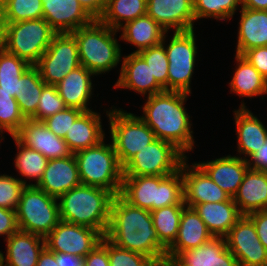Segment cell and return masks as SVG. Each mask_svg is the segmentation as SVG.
I'll use <instances>...</instances> for the list:
<instances>
[{
  "label": "cell",
  "instance_id": "14",
  "mask_svg": "<svg viewBox=\"0 0 267 266\" xmlns=\"http://www.w3.org/2000/svg\"><path fill=\"white\" fill-rule=\"evenodd\" d=\"M228 250L240 266H267V250L260 242L253 221L243 215L225 236Z\"/></svg>",
  "mask_w": 267,
  "mask_h": 266
},
{
  "label": "cell",
  "instance_id": "22",
  "mask_svg": "<svg viewBox=\"0 0 267 266\" xmlns=\"http://www.w3.org/2000/svg\"><path fill=\"white\" fill-rule=\"evenodd\" d=\"M221 189L234 197L249 169L248 162L229 154L216 159L195 162Z\"/></svg>",
  "mask_w": 267,
  "mask_h": 266
},
{
  "label": "cell",
  "instance_id": "25",
  "mask_svg": "<svg viewBox=\"0 0 267 266\" xmlns=\"http://www.w3.org/2000/svg\"><path fill=\"white\" fill-rule=\"evenodd\" d=\"M6 255L1 251V266H37L45 238L18 230L6 240Z\"/></svg>",
  "mask_w": 267,
  "mask_h": 266
},
{
  "label": "cell",
  "instance_id": "11",
  "mask_svg": "<svg viewBox=\"0 0 267 266\" xmlns=\"http://www.w3.org/2000/svg\"><path fill=\"white\" fill-rule=\"evenodd\" d=\"M188 157L173 143L156 139L123 167L124 176H169L180 170Z\"/></svg>",
  "mask_w": 267,
  "mask_h": 266
},
{
  "label": "cell",
  "instance_id": "29",
  "mask_svg": "<svg viewBox=\"0 0 267 266\" xmlns=\"http://www.w3.org/2000/svg\"><path fill=\"white\" fill-rule=\"evenodd\" d=\"M105 130L102 126L101 113L90 110L84 111L67 131L65 142L69 150L75 152L93 147L99 144L105 137Z\"/></svg>",
  "mask_w": 267,
  "mask_h": 266
},
{
  "label": "cell",
  "instance_id": "13",
  "mask_svg": "<svg viewBox=\"0 0 267 266\" xmlns=\"http://www.w3.org/2000/svg\"><path fill=\"white\" fill-rule=\"evenodd\" d=\"M103 237L96 229L60 221L45 237V246L54 253L84 258Z\"/></svg>",
  "mask_w": 267,
  "mask_h": 266
},
{
  "label": "cell",
  "instance_id": "47",
  "mask_svg": "<svg viewBox=\"0 0 267 266\" xmlns=\"http://www.w3.org/2000/svg\"><path fill=\"white\" fill-rule=\"evenodd\" d=\"M242 56L267 80V46L247 50Z\"/></svg>",
  "mask_w": 267,
  "mask_h": 266
},
{
  "label": "cell",
  "instance_id": "40",
  "mask_svg": "<svg viewBox=\"0 0 267 266\" xmlns=\"http://www.w3.org/2000/svg\"><path fill=\"white\" fill-rule=\"evenodd\" d=\"M26 120L16 98L0 87V144L5 139L3 132L14 136Z\"/></svg>",
  "mask_w": 267,
  "mask_h": 266
},
{
  "label": "cell",
  "instance_id": "49",
  "mask_svg": "<svg viewBox=\"0 0 267 266\" xmlns=\"http://www.w3.org/2000/svg\"><path fill=\"white\" fill-rule=\"evenodd\" d=\"M247 216L253 221L258 238L267 250V210L256 211Z\"/></svg>",
  "mask_w": 267,
  "mask_h": 266
},
{
  "label": "cell",
  "instance_id": "15",
  "mask_svg": "<svg viewBox=\"0 0 267 266\" xmlns=\"http://www.w3.org/2000/svg\"><path fill=\"white\" fill-rule=\"evenodd\" d=\"M188 159L189 156L180 166L184 182V203L187 207L228 201L231 198L195 162L188 164Z\"/></svg>",
  "mask_w": 267,
  "mask_h": 266
},
{
  "label": "cell",
  "instance_id": "27",
  "mask_svg": "<svg viewBox=\"0 0 267 266\" xmlns=\"http://www.w3.org/2000/svg\"><path fill=\"white\" fill-rule=\"evenodd\" d=\"M235 54L267 46V10L241 7Z\"/></svg>",
  "mask_w": 267,
  "mask_h": 266
},
{
  "label": "cell",
  "instance_id": "2",
  "mask_svg": "<svg viewBox=\"0 0 267 266\" xmlns=\"http://www.w3.org/2000/svg\"><path fill=\"white\" fill-rule=\"evenodd\" d=\"M191 94L178 91H163L147 100L139 117L154 132L156 138L173 143L185 155L193 151L195 137L193 136L191 116L185 108Z\"/></svg>",
  "mask_w": 267,
  "mask_h": 266
},
{
  "label": "cell",
  "instance_id": "18",
  "mask_svg": "<svg viewBox=\"0 0 267 266\" xmlns=\"http://www.w3.org/2000/svg\"><path fill=\"white\" fill-rule=\"evenodd\" d=\"M120 69L113 89H128L144 97L165 91L156 82L146 61L138 53L131 52L123 56Z\"/></svg>",
  "mask_w": 267,
  "mask_h": 266
},
{
  "label": "cell",
  "instance_id": "41",
  "mask_svg": "<svg viewBox=\"0 0 267 266\" xmlns=\"http://www.w3.org/2000/svg\"><path fill=\"white\" fill-rule=\"evenodd\" d=\"M138 54L146 61L156 82L167 91L168 58L164 45L143 49Z\"/></svg>",
  "mask_w": 267,
  "mask_h": 266
},
{
  "label": "cell",
  "instance_id": "33",
  "mask_svg": "<svg viewBox=\"0 0 267 266\" xmlns=\"http://www.w3.org/2000/svg\"><path fill=\"white\" fill-rule=\"evenodd\" d=\"M147 0H106L105 8L98 20L118 30L125 23L146 15Z\"/></svg>",
  "mask_w": 267,
  "mask_h": 266
},
{
  "label": "cell",
  "instance_id": "17",
  "mask_svg": "<svg viewBox=\"0 0 267 266\" xmlns=\"http://www.w3.org/2000/svg\"><path fill=\"white\" fill-rule=\"evenodd\" d=\"M146 14L167 32L194 30L193 0H147Z\"/></svg>",
  "mask_w": 267,
  "mask_h": 266
},
{
  "label": "cell",
  "instance_id": "1",
  "mask_svg": "<svg viewBox=\"0 0 267 266\" xmlns=\"http://www.w3.org/2000/svg\"><path fill=\"white\" fill-rule=\"evenodd\" d=\"M104 237L119 248L144 254L159 266H167L166 252L159 245L150 211L131 205L120 194L112 200Z\"/></svg>",
  "mask_w": 267,
  "mask_h": 266
},
{
  "label": "cell",
  "instance_id": "5",
  "mask_svg": "<svg viewBox=\"0 0 267 266\" xmlns=\"http://www.w3.org/2000/svg\"><path fill=\"white\" fill-rule=\"evenodd\" d=\"M120 195L131 205L150 212L185 205L181 170L169 176H123Z\"/></svg>",
  "mask_w": 267,
  "mask_h": 266
},
{
  "label": "cell",
  "instance_id": "10",
  "mask_svg": "<svg viewBox=\"0 0 267 266\" xmlns=\"http://www.w3.org/2000/svg\"><path fill=\"white\" fill-rule=\"evenodd\" d=\"M195 31L173 32L172 37L168 38L170 40L166 39L167 32L163 38L162 44L169 62L167 91L192 94L191 80L196 67V57H198Z\"/></svg>",
  "mask_w": 267,
  "mask_h": 266
},
{
  "label": "cell",
  "instance_id": "24",
  "mask_svg": "<svg viewBox=\"0 0 267 266\" xmlns=\"http://www.w3.org/2000/svg\"><path fill=\"white\" fill-rule=\"evenodd\" d=\"M213 235L205 223L191 207H185L181 214L180 225L174 243L167 249V264L179 253L208 242Z\"/></svg>",
  "mask_w": 267,
  "mask_h": 266
},
{
  "label": "cell",
  "instance_id": "44",
  "mask_svg": "<svg viewBox=\"0 0 267 266\" xmlns=\"http://www.w3.org/2000/svg\"><path fill=\"white\" fill-rule=\"evenodd\" d=\"M25 186L17 176L0 173V207L16 210Z\"/></svg>",
  "mask_w": 267,
  "mask_h": 266
},
{
  "label": "cell",
  "instance_id": "16",
  "mask_svg": "<svg viewBox=\"0 0 267 266\" xmlns=\"http://www.w3.org/2000/svg\"><path fill=\"white\" fill-rule=\"evenodd\" d=\"M14 137L22 145L38 151L48 160L72 154L65 140L51 132L43 121L27 119Z\"/></svg>",
  "mask_w": 267,
  "mask_h": 266
},
{
  "label": "cell",
  "instance_id": "8",
  "mask_svg": "<svg viewBox=\"0 0 267 266\" xmlns=\"http://www.w3.org/2000/svg\"><path fill=\"white\" fill-rule=\"evenodd\" d=\"M105 110L109 122L110 141L120 162L124 167L138 151L145 148L157 138L148 125L135 113L127 112L114 105Z\"/></svg>",
  "mask_w": 267,
  "mask_h": 266
},
{
  "label": "cell",
  "instance_id": "19",
  "mask_svg": "<svg viewBox=\"0 0 267 266\" xmlns=\"http://www.w3.org/2000/svg\"><path fill=\"white\" fill-rule=\"evenodd\" d=\"M43 17L56 33H72L95 19L78 0H42Z\"/></svg>",
  "mask_w": 267,
  "mask_h": 266
},
{
  "label": "cell",
  "instance_id": "51",
  "mask_svg": "<svg viewBox=\"0 0 267 266\" xmlns=\"http://www.w3.org/2000/svg\"><path fill=\"white\" fill-rule=\"evenodd\" d=\"M78 1L94 19H98L102 15L106 4V0H78Z\"/></svg>",
  "mask_w": 267,
  "mask_h": 266
},
{
  "label": "cell",
  "instance_id": "39",
  "mask_svg": "<svg viewBox=\"0 0 267 266\" xmlns=\"http://www.w3.org/2000/svg\"><path fill=\"white\" fill-rule=\"evenodd\" d=\"M242 7V0H193L195 20L214 19L227 22L232 20Z\"/></svg>",
  "mask_w": 267,
  "mask_h": 266
},
{
  "label": "cell",
  "instance_id": "12",
  "mask_svg": "<svg viewBox=\"0 0 267 266\" xmlns=\"http://www.w3.org/2000/svg\"><path fill=\"white\" fill-rule=\"evenodd\" d=\"M35 66L46 84L56 86L69 72L81 66L74 35L56 33Z\"/></svg>",
  "mask_w": 267,
  "mask_h": 266
},
{
  "label": "cell",
  "instance_id": "50",
  "mask_svg": "<svg viewBox=\"0 0 267 266\" xmlns=\"http://www.w3.org/2000/svg\"><path fill=\"white\" fill-rule=\"evenodd\" d=\"M247 162L251 170L267 171V140Z\"/></svg>",
  "mask_w": 267,
  "mask_h": 266
},
{
  "label": "cell",
  "instance_id": "31",
  "mask_svg": "<svg viewBox=\"0 0 267 266\" xmlns=\"http://www.w3.org/2000/svg\"><path fill=\"white\" fill-rule=\"evenodd\" d=\"M120 41L130 43L139 51L162 43L167 31L147 14L125 23L118 29Z\"/></svg>",
  "mask_w": 267,
  "mask_h": 266
},
{
  "label": "cell",
  "instance_id": "6",
  "mask_svg": "<svg viewBox=\"0 0 267 266\" xmlns=\"http://www.w3.org/2000/svg\"><path fill=\"white\" fill-rule=\"evenodd\" d=\"M81 184L109 190L114 196L121 193L123 167L112 142L99 144L74 153Z\"/></svg>",
  "mask_w": 267,
  "mask_h": 266
},
{
  "label": "cell",
  "instance_id": "28",
  "mask_svg": "<svg viewBox=\"0 0 267 266\" xmlns=\"http://www.w3.org/2000/svg\"><path fill=\"white\" fill-rule=\"evenodd\" d=\"M233 201L242 215L267 210V171L248 169Z\"/></svg>",
  "mask_w": 267,
  "mask_h": 266
},
{
  "label": "cell",
  "instance_id": "34",
  "mask_svg": "<svg viewBox=\"0 0 267 266\" xmlns=\"http://www.w3.org/2000/svg\"><path fill=\"white\" fill-rule=\"evenodd\" d=\"M11 138L17 146L13 163L19 176H21L18 179L25 185H37L42 179L49 160L38 151L22 145L14 136ZM25 179L34 181V184Z\"/></svg>",
  "mask_w": 267,
  "mask_h": 266
},
{
  "label": "cell",
  "instance_id": "30",
  "mask_svg": "<svg viewBox=\"0 0 267 266\" xmlns=\"http://www.w3.org/2000/svg\"><path fill=\"white\" fill-rule=\"evenodd\" d=\"M213 237H225L243 216L233 198L223 202H208L192 207Z\"/></svg>",
  "mask_w": 267,
  "mask_h": 266
},
{
  "label": "cell",
  "instance_id": "36",
  "mask_svg": "<svg viewBox=\"0 0 267 266\" xmlns=\"http://www.w3.org/2000/svg\"><path fill=\"white\" fill-rule=\"evenodd\" d=\"M185 207L186 205H172L150 212L154 229L159 237V245L165 252L177 237L181 214Z\"/></svg>",
  "mask_w": 267,
  "mask_h": 266
},
{
  "label": "cell",
  "instance_id": "32",
  "mask_svg": "<svg viewBox=\"0 0 267 266\" xmlns=\"http://www.w3.org/2000/svg\"><path fill=\"white\" fill-rule=\"evenodd\" d=\"M235 71L229 82L230 92L241 98L267 95V80L242 55L235 54ZM264 95V96H263Z\"/></svg>",
  "mask_w": 267,
  "mask_h": 266
},
{
  "label": "cell",
  "instance_id": "9",
  "mask_svg": "<svg viewBox=\"0 0 267 266\" xmlns=\"http://www.w3.org/2000/svg\"><path fill=\"white\" fill-rule=\"evenodd\" d=\"M20 231L45 238L61 221L58 199L36 185H26L16 208Z\"/></svg>",
  "mask_w": 267,
  "mask_h": 266
},
{
  "label": "cell",
  "instance_id": "7",
  "mask_svg": "<svg viewBox=\"0 0 267 266\" xmlns=\"http://www.w3.org/2000/svg\"><path fill=\"white\" fill-rule=\"evenodd\" d=\"M55 34L44 18L0 23V46L35 66Z\"/></svg>",
  "mask_w": 267,
  "mask_h": 266
},
{
  "label": "cell",
  "instance_id": "20",
  "mask_svg": "<svg viewBox=\"0 0 267 266\" xmlns=\"http://www.w3.org/2000/svg\"><path fill=\"white\" fill-rule=\"evenodd\" d=\"M238 109H234V124L236 125L237 154L236 156L246 161L267 140V125L248 109L245 102H240ZM242 155V157H241Z\"/></svg>",
  "mask_w": 267,
  "mask_h": 266
},
{
  "label": "cell",
  "instance_id": "37",
  "mask_svg": "<svg viewBox=\"0 0 267 266\" xmlns=\"http://www.w3.org/2000/svg\"><path fill=\"white\" fill-rule=\"evenodd\" d=\"M30 66L0 46V87L17 99L19 78Z\"/></svg>",
  "mask_w": 267,
  "mask_h": 266
},
{
  "label": "cell",
  "instance_id": "54",
  "mask_svg": "<svg viewBox=\"0 0 267 266\" xmlns=\"http://www.w3.org/2000/svg\"><path fill=\"white\" fill-rule=\"evenodd\" d=\"M242 7L254 10H267V0H242Z\"/></svg>",
  "mask_w": 267,
  "mask_h": 266
},
{
  "label": "cell",
  "instance_id": "45",
  "mask_svg": "<svg viewBox=\"0 0 267 266\" xmlns=\"http://www.w3.org/2000/svg\"><path fill=\"white\" fill-rule=\"evenodd\" d=\"M81 109L66 107L64 110L48 117L43 122L48 129L57 137L65 138L67 131L71 128V124L83 113Z\"/></svg>",
  "mask_w": 267,
  "mask_h": 266
},
{
  "label": "cell",
  "instance_id": "35",
  "mask_svg": "<svg viewBox=\"0 0 267 266\" xmlns=\"http://www.w3.org/2000/svg\"><path fill=\"white\" fill-rule=\"evenodd\" d=\"M46 83L42 80L36 66H30L19 78L18 106L26 119H30L37 110L41 92Z\"/></svg>",
  "mask_w": 267,
  "mask_h": 266
},
{
  "label": "cell",
  "instance_id": "42",
  "mask_svg": "<svg viewBox=\"0 0 267 266\" xmlns=\"http://www.w3.org/2000/svg\"><path fill=\"white\" fill-rule=\"evenodd\" d=\"M66 107L56 86L46 84L42 89L36 113L30 119L44 121L48 117L64 110Z\"/></svg>",
  "mask_w": 267,
  "mask_h": 266
},
{
  "label": "cell",
  "instance_id": "23",
  "mask_svg": "<svg viewBox=\"0 0 267 266\" xmlns=\"http://www.w3.org/2000/svg\"><path fill=\"white\" fill-rule=\"evenodd\" d=\"M80 184L77 160L72 153L64 158L49 160L42 179L36 186L58 199Z\"/></svg>",
  "mask_w": 267,
  "mask_h": 266
},
{
  "label": "cell",
  "instance_id": "48",
  "mask_svg": "<svg viewBox=\"0 0 267 266\" xmlns=\"http://www.w3.org/2000/svg\"><path fill=\"white\" fill-rule=\"evenodd\" d=\"M19 230L16 211L0 207V236L6 240Z\"/></svg>",
  "mask_w": 267,
  "mask_h": 266
},
{
  "label": "cell",
  "instance_id": "38",
  "mask_svg": "<svg viewBox=\"0 0 267 266\" xmlns=\"http://www.w3.org/2000/svg\"><path fill=\"white\" fill-rule=\"evenodd\" d=\"M42 17V0H0V23H14Z\"/></svg>",
  "mask_w": 267,
  "mask_h": 266
},
{
  "label": "cell",
  "instance_id": "21",
  "mask_svg": "<svg viewBox=\"0 0 267 266\" xmlns=\"http://www.w3.org/2000/svg\"><path fill=\"white\" fill-rule=\"evenodd\" d=\"M167 266H240L225 237H213L197 248L179 252Z\"/></svg>",
  "mask_w": 267,
  "mask_h": 266
},
{
  "label": "cell",
  "instance_id": "3",
  "mask_svg": "<svg viewBox=\"0 0 267 266\" xmlns=\"http://www.w3.org/2000/svg\"><path fill=\"white\" fill-rule=\"evenodd\" d=\"M113 198L109 190L80 184L58 198L60 219L96 229L105 236Z\"/></svg>",
  "mask_w": 267,
  "mask_h": 266
},
{
  "label": "cell",
  "instance_id": "46",
  "mask_svg": "<svg viewBox=\"0 0 267 266\" xmlns=\"http://www.w3.org/2000/svg\"><path fill=\"white\" fill-rule=\"evenodd\" d=\"M84 266H110L108 255V239L103 237L85 257Z\"/></svg>",
  "mask_w": 267,
  "mask_h": 266
},
{
  "label": "cell",
  "instance_id": "4",
  "mask_svg": "<svg viewBox=\"0 0 267 266\" xmlns=\"http://www.w3.org/2000/svg\"><path fill=\"white\" fill-rule=\"evenodd\" d=\"M79 52L80 64L96 77L109 73L122 64L121 44L117 39L118 30L95 19L87 26L73 31ZM116 36V37H115Z\"/></svg>",
  "mask_w": 267,
  "mask_h": 266
},
{
  "label": "cell",
  "instance_id": "53",
  "mask_svg": "<svg viewBox=\"0 0 267 266\" xmlns=\"http://www.w3.org/2000/svg\"><path fill=\"white\" fill-rule=\"evenodd\" d=\"M37 266H58L55 260V253L45 246L39 254Z\"/></svg>",
  "mask_w": 267,
  "mask_h": 266
},
{
  "label": "cell",
  "instance_id": "52",
  "mask_svg": "<svg viewBox=\"0 0 267 266\" xmlns=\"http://www.w3.org/2000/svg\"><path fill=\"white\" fill-rule=\"evenodd\" d=\"M58 266H84V258L66 253H55Z\"/></svg>",
  "mask_w": 267,
  "mask_h": 266
},
{
  "label": "cell",
  "instance_id": "43",
  "mask_svg": "<svg viewBox=\"0 0 267 266\" xmlns=\"http://www.w3.org/2000/svg\"><path fill=\"white\" fill-rule=\"evenodd\" d=\"M108 255L110 266H159L150 257L119 248L108 240Z\"/></svg>",
  "mask_w": 267,
  "mask_h": 266
},
{
  "label": "cell",
  "instance_id": "26",
  "mask_svg": "<svg viewBox=\"0 0 267 266\" xmlns=\"http://www.w3.org/2000/svg\"><path fill=\"white\" fill-rule=\"evenodd\" d=\"M93 77L95 78V75L81 65L69 72L56 85L57 91L67 107L78 108L82 111L92 110L89 104L94 95Z\"/></svg>",
  "mask_w": 267,
  "mask_h": 266
}]
</instances>
